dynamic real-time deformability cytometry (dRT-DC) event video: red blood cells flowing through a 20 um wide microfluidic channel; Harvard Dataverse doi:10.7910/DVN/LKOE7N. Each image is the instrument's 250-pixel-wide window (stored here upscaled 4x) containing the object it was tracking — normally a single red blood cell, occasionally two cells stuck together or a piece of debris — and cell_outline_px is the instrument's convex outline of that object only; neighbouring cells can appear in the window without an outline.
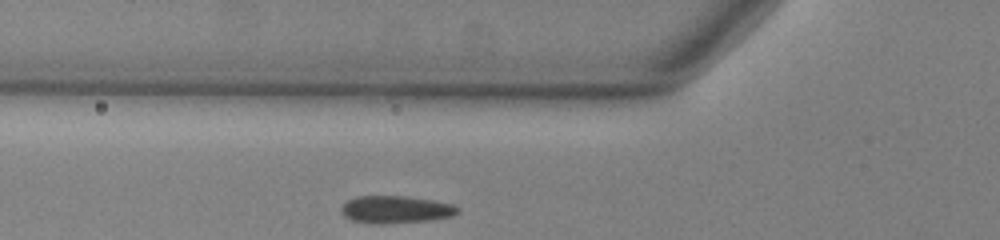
{"species": "common noctule bat (a hibernating species)", "species_latin": "Nyctalus noctula", "temperature_condition": "warm", "stored_images_in_passage": 25, "camera_frame_rate_fps": 3000, "um_per_image_px": 0.085, "animal": {"sex": "male", "body_mass_g": 13.0, "forearm_length_mm": 53.1}, "frame": {"image": 1, "passage_image": 2, "time_ms": 0.333, "image_size_px": [1000, 240], "cell_outline_px": [[460, 212], [452, 216], [432, 220], [384, 224], [376, 224], [352, 220], [344, 216], [340, 212], [340, 208], [348, 200], [356, 196], [408, 196], [456, 204], [460, 208]], "centroid_in_image_um": [33.67, 17.81], "position_along_channel_um": 92.1, "area_um2": 18.9}}
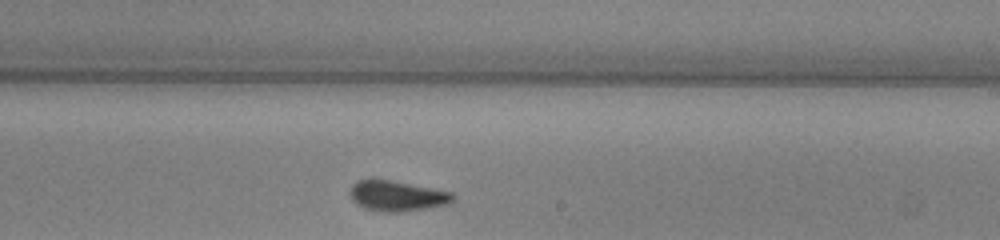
{"frame": {"image": 2, "passage_image": 15, "time_ms": 4.667, "image_size_px": [1000, 240], "cell_outline_px": [[456, 200], [448, 204], [400, 212], [376, 212], [364, 208], [356, 204], [352, 200], [348, 192], [352, 184], [356, 180], [372, 176], [452, 192], [456, 196]], "centroid_in_image_um": [33.67, 16.62], "position_along_channel_um": 255.3, "area_um2": 18.96}}
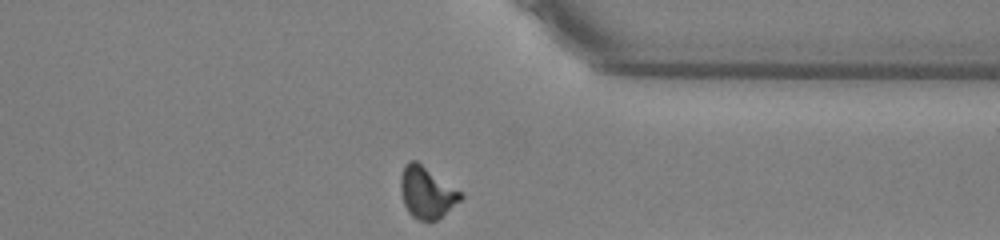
{"frame": {"image": 3, "passage_image": 25, "time_ms": 8.0, "image_size_px": [1000, 240], "cell_outline_px": [[464, 196], [460, 200], [436, 220], [428, 224], [412, 216], [408, 212], [404, 204], [400, 192], [400, 176], [404, 164], [408, 160], [416, 160], [460, 192]], "centroid_in_image_um": [36.21, 16.37], "position_along_channel_um": 375.2, "area_um2": 17.92}}